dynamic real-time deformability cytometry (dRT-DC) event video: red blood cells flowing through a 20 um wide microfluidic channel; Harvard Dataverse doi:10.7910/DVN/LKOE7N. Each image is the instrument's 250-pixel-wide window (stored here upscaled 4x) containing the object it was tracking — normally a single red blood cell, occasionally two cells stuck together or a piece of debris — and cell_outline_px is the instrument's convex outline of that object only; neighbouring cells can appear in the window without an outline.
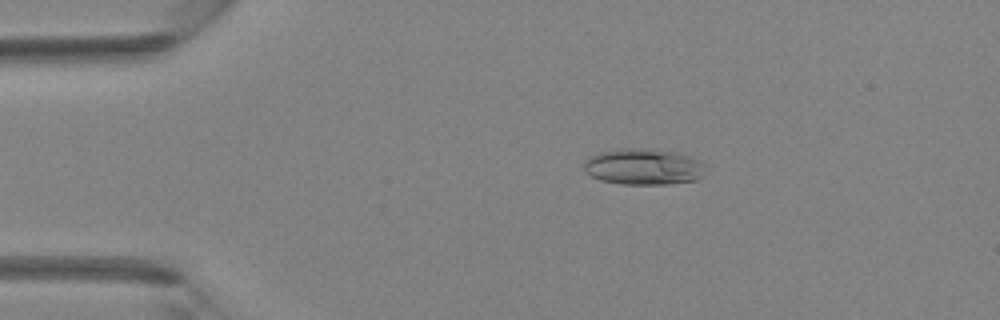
{"species": "Egyptian fruit bat (a non-hibernating species)", "species_latin": "Rousettus aegyptiacus", "temperature_condition": "room temperature", "stored_images_in_passage": 39, "camera_frame_rate_fps": 3000, "um_per_image_px": 0.085, "animal": {"sex": "female"}, "frame": {"image": 1, "passage_image": 5, "time_ms": 1.333, "image_size_px": [1000, 320], "cell_outline_px": [[704, 176], [696, 180], [668, 184], [620, 184], [600, 180], [584, 172], [584, 160], [588, 156], [596, 152], [620, 148], [648, 148], [676, 152], [700, 160], [704, 164]], "centroid_in_image_um": [54.66, 14.16], "position_along_channel_um": 30.3, "area_um2": 26.07}}
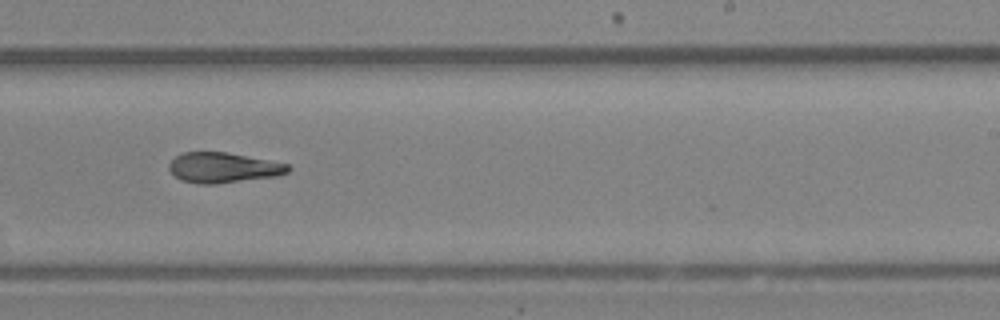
{"frame": {"image": 2, "passage_image": 23, "time_ms": 7.333, "image_size_px": [1000, 320], "cell_outline_px": [[292, 168], [288, 172], [276, 176], [216, 184], [196, 184], [180, 180], [168, 168], [168, 164], [176, 156], [184, 152], [228, 152], [288, 164]], "centroid_in_image_um": [18.96, 14.25], "position_along_channel_um": 270.0, "area_um2": 20.98}}
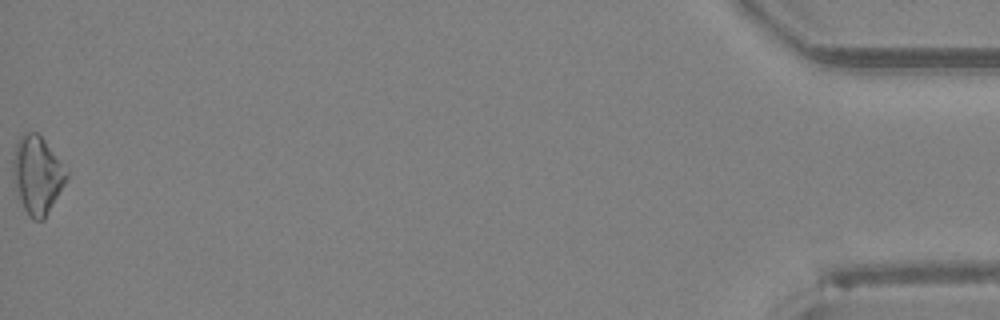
{"frame": {"image": 3, "passage_image": 39, "time_ms": 12.667, "image_size_px": [1000, 320], "cell_outline_px": [[68, 180], [44, 220], [32, 220], [28, 216], [24, 208], [16, 188], [12, 176], [12, 160], [16, 144], [20, 136], [24, 132], [36, 132], [44, 140], [68, 172]], "centroid_in_image_um": [3.16, 14.89], "position_along_channel_um": 432.0, "area_um2": 24.22}}